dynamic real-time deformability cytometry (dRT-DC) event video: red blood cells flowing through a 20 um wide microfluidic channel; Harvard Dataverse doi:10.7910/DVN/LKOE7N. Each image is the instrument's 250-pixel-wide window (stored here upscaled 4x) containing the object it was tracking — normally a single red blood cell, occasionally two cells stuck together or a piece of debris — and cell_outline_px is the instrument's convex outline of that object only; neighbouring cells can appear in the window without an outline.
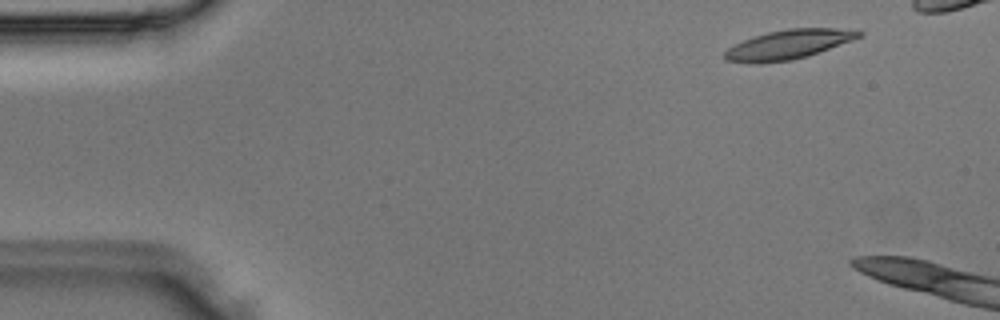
{"species": "Egyptian fruit bat (a non-hibernating species)", "species_latin": "Rousettus aegyptiacus", "temperature_condition": "room temperature", "stored_images_in_passage": 4, "camera_frame_rate_fps": 3000, "um_per_image_px": 0.085, "animal": {"sex": "male"}, "frame": {"image": 1, "passage_image": 4, "time_ms": 1.0, "image_size_px": [1000, 320], "cell_outline_px": [[864, 32], [860, 36], [852, 40], [808, 56], [792, 60], [760, 64], [756, 64], [724, 60], [724, 52], [728, 48], [744, 40], [768, 32], [788, 28], [836, 28]], "centroid_in_image_um": [66.98, 3.8], "position_along_channel_um": 18.0, "area_um2": 22.77}}